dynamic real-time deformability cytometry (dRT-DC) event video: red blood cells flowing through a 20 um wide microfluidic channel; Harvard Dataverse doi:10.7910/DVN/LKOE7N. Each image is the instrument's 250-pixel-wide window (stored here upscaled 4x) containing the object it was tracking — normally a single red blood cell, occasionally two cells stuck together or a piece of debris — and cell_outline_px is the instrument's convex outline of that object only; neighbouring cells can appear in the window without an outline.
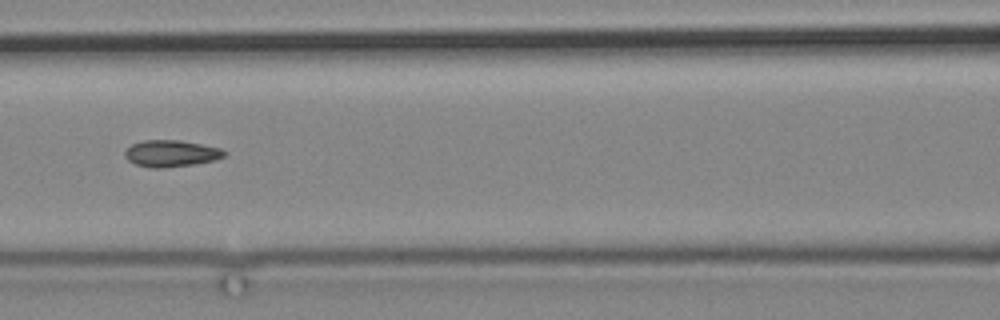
{"species": "common noctule bat (a hibernating species)", "species_latin": "Nyctalus noctula", "temperature_condition": "cold", "stored_images_in_passage": 10, "camera_frame_rate_fps": 3000, "um_per_image_px": 0.085, "animal": {"sex": "male", "body_mass_g": 19.2, "forearm_length_mm": 51.8}, "frame": {"image": 1, "passage_image": 5, "time_ms": 4.667, "image_size_px": [1000, 320], "cell_outline_px": [[228, 152], [224, 156], [216, 160], [192, 164], [160, 168], [152, 168], [136, 164], [128, 160], [124, 156], [124, 152], [132, 144], [144, 140], [180, 140], [220, 148]], "centroid_in_image_um": [14.54, 13.04], "position_along_channel_um": 152.1, "area_um2": 15.32}}
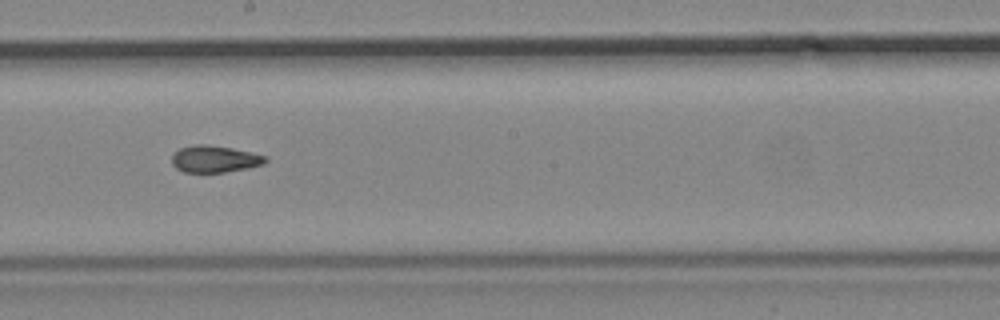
{"frame": {"image": 2, "passage_image": 7, "time_ms": 7.0, "image_size_px": [1000, 320], "cell_outline_px": [[268, 160], [264, 164], [248, 168], [224, 172], [184, 172], [176, 168], [172, 164], [172, 156], [180, 148], [196, 144], [208, 144], [232, 148], [268, 156]], "centroid_in_image_um": [18.27, 13.51], "position_along_channel_um": 229.9, "area_um2": 14.68}}
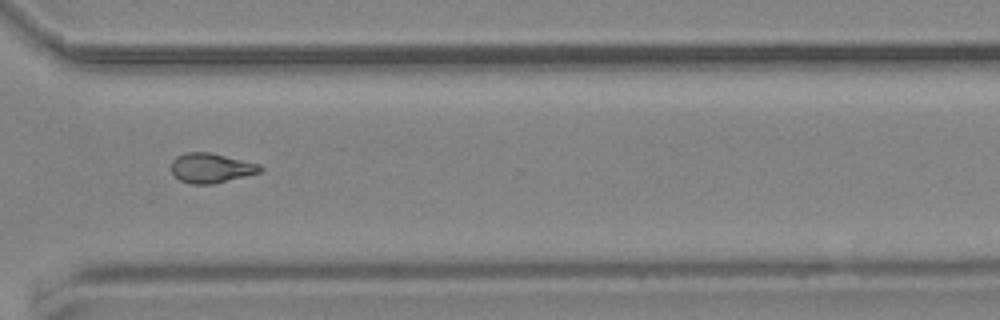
{"frame": {"image": 3, "passage_image": 10, "time_ms": 10.667, "image_size_px": [1000, 320], "cell_outline_px": [[264, 168], [260, 172], [212, 184], [192, 184], [180, 180], [172, 172], [172, 160], [176, 156], [184, 152], [208, 152], [260, 164]], "centroid_in_image_um": [17.93, 14.27], "position_along_channel_um": 352.7, "area_um2": 15.2}}